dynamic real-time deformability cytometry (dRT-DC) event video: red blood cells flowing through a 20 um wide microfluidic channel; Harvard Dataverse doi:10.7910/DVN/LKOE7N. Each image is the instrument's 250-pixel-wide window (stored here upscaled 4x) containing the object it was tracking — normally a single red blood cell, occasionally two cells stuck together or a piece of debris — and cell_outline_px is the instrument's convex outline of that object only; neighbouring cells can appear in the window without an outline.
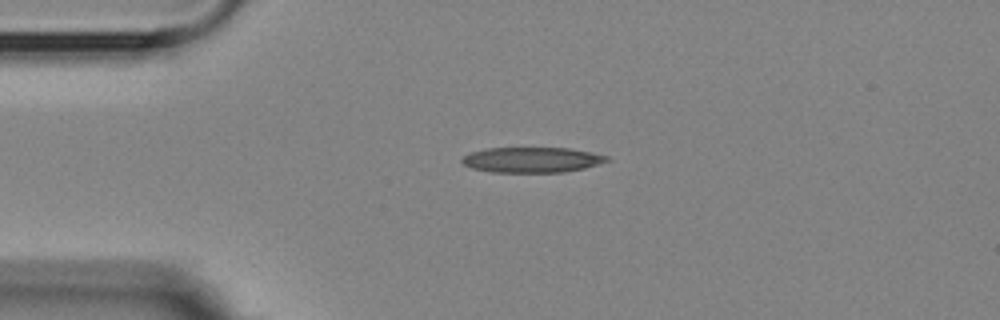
{"species": "Egyptian fruit bat (a non-hibernating species)", "species_latin": "Rousettus aegyptiacus", "temperature_condition": "room temperature", "stored_images_in_passage": 2, "camera_frame_rate_fps": 3000, "um_per_image_px": 0.085, "animal": {"sex": "female"}, "frame": {"image": 1, "passage_image": 1, "time_ms": 0.0, "image_size_px": [1000, 320], "cell_outline_px": [[612, 160], [584, 168], [564, 172], [492, 172], [472, 168], [464, 164], [460, 160], [468, 152], [484, 148], [568, 148], [592, 152], [608, 156]], "centroid_in_image_um": [45.21, 13.58], "position_along_channel_um": 39.8, "area_um2": 21.5}}